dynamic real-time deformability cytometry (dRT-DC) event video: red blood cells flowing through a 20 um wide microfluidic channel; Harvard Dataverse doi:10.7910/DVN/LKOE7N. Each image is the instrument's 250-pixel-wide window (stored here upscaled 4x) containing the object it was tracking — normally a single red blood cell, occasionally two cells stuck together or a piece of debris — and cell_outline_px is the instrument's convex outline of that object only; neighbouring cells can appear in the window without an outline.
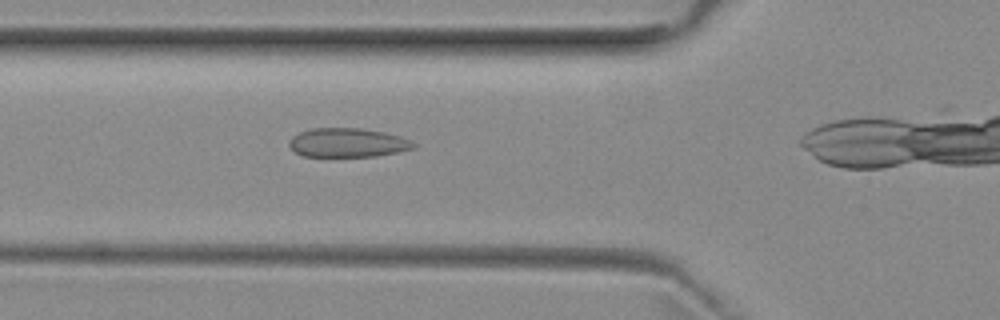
{"species": "common noctule bat (a hibernating species)", "species_latin": "Nyctalus noctula", "temperature_condition": "room temperature", "stored_images_in_passage": 22, "camera_frame_rate_fps": 3000, "um_per_image_px": 0.085, "animal": {"sex": "female", "body_mass_g": 29.2, "forearm_length_mm": 56.3}, "frame": {"image": 1, "passage_image": 6, "time_ms": 1.667, "image_size_px": [1000, 320], "cell_outline_px": [[416, 148], [376, 156], [304, 156], [296, 152], [288, 144], [288, 140], [292, 136], [300, 132], [312, 128], [360, 128], [384, 132], [400, 136], [416, 144]], "centroid_in_image_um": [29.54, 12.12], "position_along_channel_um": 96.3, "area_um2": 20.92}}
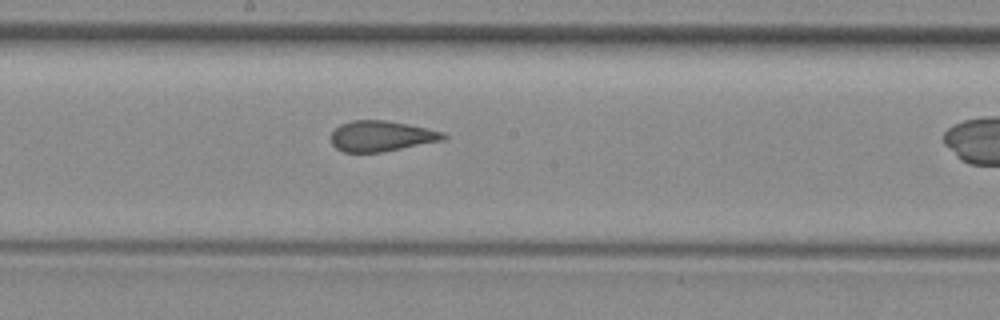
{"frame": {"image": 2, "passage_image": 15, "time_ms": 4.667, "image_size_px": [1000, 320], "cell_outline_px": [[448, 136], [444, 140], [384, 152], [344, 152], [336, 148], [332, 144], [332, 132], [340, 124], [352, 120], [384, 120], [408, 124], [444, 132]], "centroid_in_image_um": [32.43, 11.57], "position_along_channel_um": 215.8, "area_um2": 20.06}}
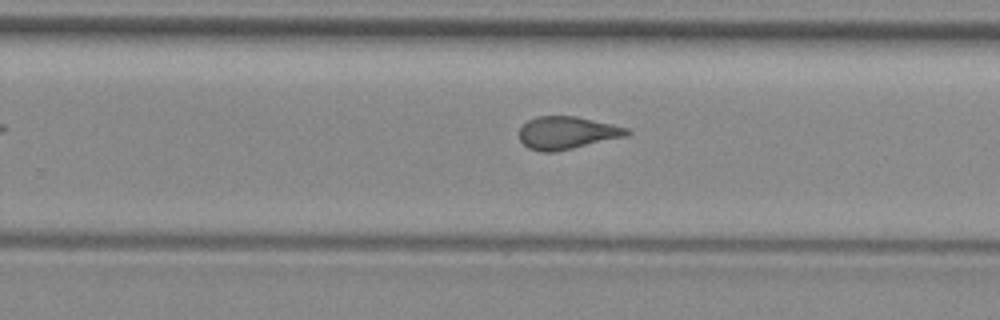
{"frame": {"image": 3, "passage_image": 20, "time_ms": 6.333, "image_size_px": [1000, 320], "cell_outline_px": [[632, 132], [628, 136], [572, 148], [552, 152], [540, 152], [528, 148], [520, 140], [520, 128], [528, 120], [536, 116], [576, 116], [612, 124], [628, 128]], "centroid_in_image_um": [48.21, 11.28], "position_along_channel_um": 281.6, "area_um2": 20.46}}